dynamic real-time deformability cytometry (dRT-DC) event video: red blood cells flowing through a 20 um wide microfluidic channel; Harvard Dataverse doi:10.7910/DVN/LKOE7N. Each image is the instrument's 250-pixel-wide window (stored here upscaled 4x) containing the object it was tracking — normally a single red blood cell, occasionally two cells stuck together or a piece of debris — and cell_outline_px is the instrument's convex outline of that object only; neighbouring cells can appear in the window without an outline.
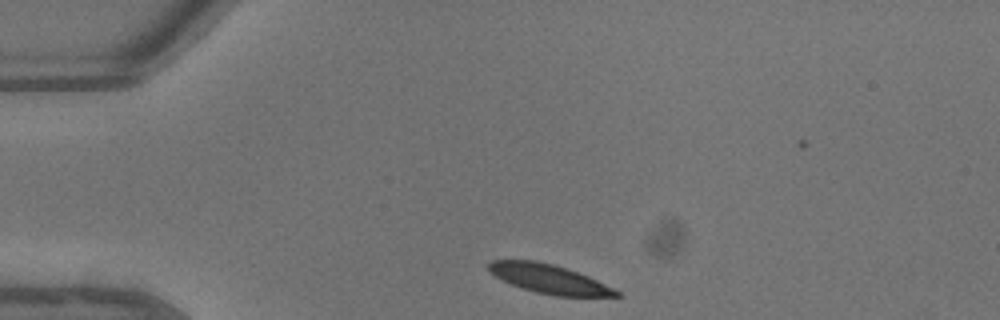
{"species": "common noctule bat (a hibernating species)", "species_latin": "Nyctalus noctula", "temperature_condition": "warm", "stored_images_in_passage": 28, "camera_frame_rate_fps": 3000, "um_per_image_px": 0.085, "animal": {"sex": "male", "body_mass_g": 13.3}, "frame": {"image": 1, "passage_image": 1, "time_ms": 0.0, "image_size_px": [1000, 320], "cell_outline_px": [[624, 296], [556, 296], [536, 292], [512, 284], [496, 276], [488, 268], [488, 264], [492, 260], [536, 260], [552, 264], [580, 272], [620, 292]], "centroid_in_image_um": [46.7, 23.7], "position_along_channel_um": 38.3, "area_um2": 21.21}}
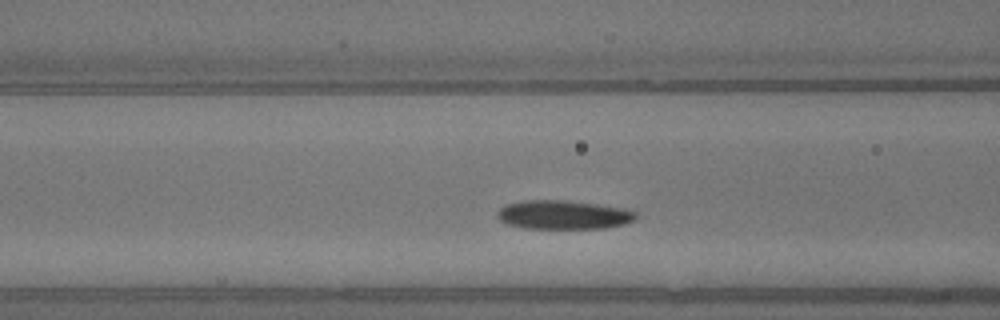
{"frame": {"image": 2, "passage_image": 9, "time_ms": 2.667, "image_size_px": [1000, 320], "cell_outline_px": [[636, 216], [632, 220], [624, 224], [604, 228], [524, 228], [508, 224], [500, 220], [496, 216], [496, 212], [500, 208], [508, 204], [520, 200], [568, 200], [628, 208], [636, 212]], "centroid_in_image_um": [47.88, 18.24], "position_along_channel_um": 118.7, "area_um2": 23.41}}
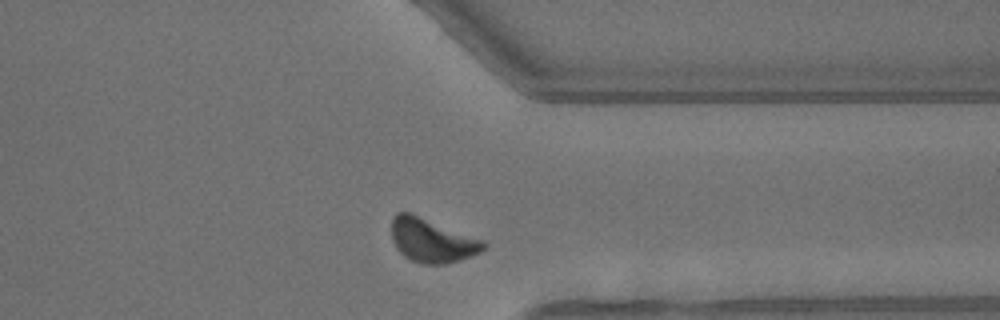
{"frame": {"image": 3, "passage_image": 26, "time_ms": 8.333, "image_size_px": [1000, 320], "cell_outline_px": [[488, 244], [480, 252], [460, 260], [444, 264], [424, 264], [412, 260], [404, 256], [396, 248], [392, 240], [392, 216], [396, 212], [408, 212], [484, 240]], "centroid_in_image_um": [36.7, 20.44], "position_along_channel_um": 374.7, "area_um2": 23.35}, "authors_computed_cell_mechanics": {"area_um2": 23.3512, "velocity_mm_per_s": 4.563, "shape_relaxation_time_tau1_ms": 1.3664, "shape_relaxation_time_tau2_ms": null, "deformation_change_tau1": 0.062, "deformation_change_tau2": null}}